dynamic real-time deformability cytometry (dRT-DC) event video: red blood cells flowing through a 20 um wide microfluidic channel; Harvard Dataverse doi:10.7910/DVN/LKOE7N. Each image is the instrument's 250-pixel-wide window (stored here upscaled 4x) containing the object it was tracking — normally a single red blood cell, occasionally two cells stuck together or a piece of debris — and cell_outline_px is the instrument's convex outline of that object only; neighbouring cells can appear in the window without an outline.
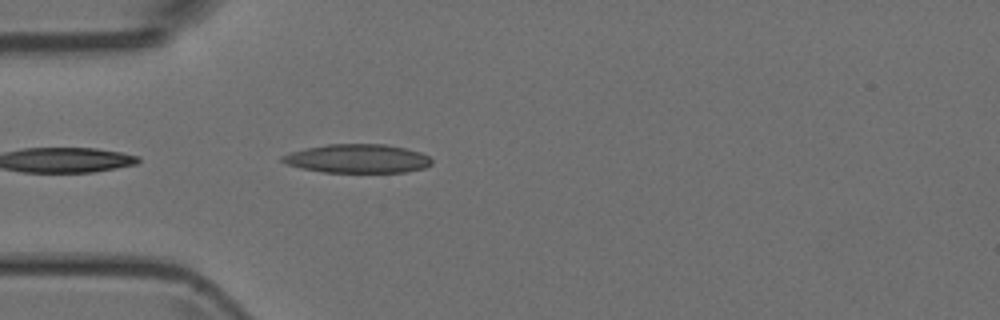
{"species": "Egyptian fruit bat (a non-hibernating species)", "species_latin": "Rousettus aegyptiacus", "temperature_condition": "room temperature", "stored_images_in_passage": 7, "camera_frame_rate_fps": 3000, "um_per_image_px": 0.085, "animal": {"sex": "female"}, "frame": {"image": 1, "passage_image": 2, "time_ms": 0.333, "image_size_px": [1000, 320], "cell_outline_px": [[432, 164], [424, 168], [404, 172], [324, 172], [300, 168], [288, 164], [280, 160], [280, 156], [304, 148], [328, 144], [384, 144], [404, 148], [420, 152], [428, 156], [432, 160]], "centroid_in_image_um": [30.38, 13.48], "position_along_channel_um": 54.6, "area_um2": 24.97}}